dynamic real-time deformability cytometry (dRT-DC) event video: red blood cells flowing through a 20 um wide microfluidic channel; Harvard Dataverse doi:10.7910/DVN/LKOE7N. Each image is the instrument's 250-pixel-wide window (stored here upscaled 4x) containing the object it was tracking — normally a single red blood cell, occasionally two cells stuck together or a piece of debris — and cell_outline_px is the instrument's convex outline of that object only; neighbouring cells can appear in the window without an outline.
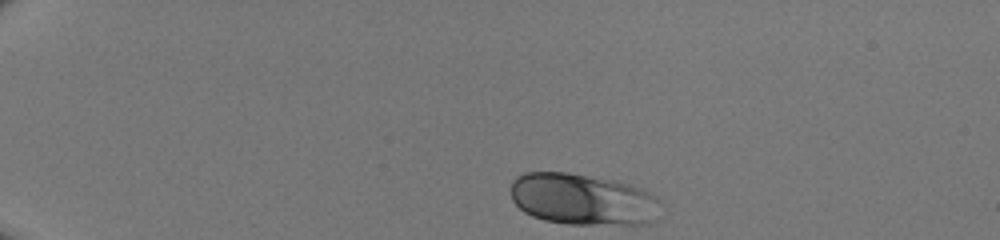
{"species": "human", "species_latin": "Homo sapiens", "temperature_condition": "room temperature", "stored_images_in_passage": 39, "camera_frame_rate_fps": 3000, "um_per_image_px": 0.085, "donor": {"sex": "male"}, "frame": {"image": 1, "passage_image": 1, "time_ms": 0.0, "image_size_px": [1000, 240], "cell_outline_px": [[660, 200], [652, 220], [648, 224], [568, 224], [544, 220], [532, 216], [524, 212], [512, 200], [512, 180], [516, 176], [524, 172], [568, 172], [612, 180], [628, 184], [640, 188], [656, 196]], "centroid_in_image_um": [49.48, 16.94], "position_along_channel_um": 35.5, "area_um2": 44.74}}
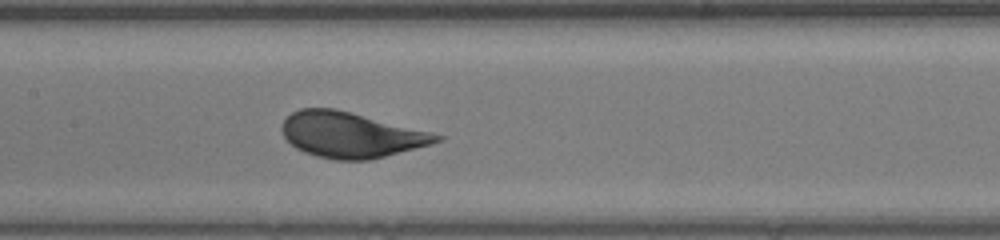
{"frame": {"image": 2, "passage_image": 17, "time_ms": 5.333, "image_size_px": [1000, 240], "cell_outline_px": [[444, 140], [432, 144], [368, 160], [336, 160], [316, 156], [304, 152], [296, 148], [284, 136], [280, 128], [284, 120], [292, 112], [300, 108], [336, 108], [444, 136]], "centroid_in_image_um": [29.79, 11.46], "position_along_channel_um": 177.6, "area_um2": 40.63}}
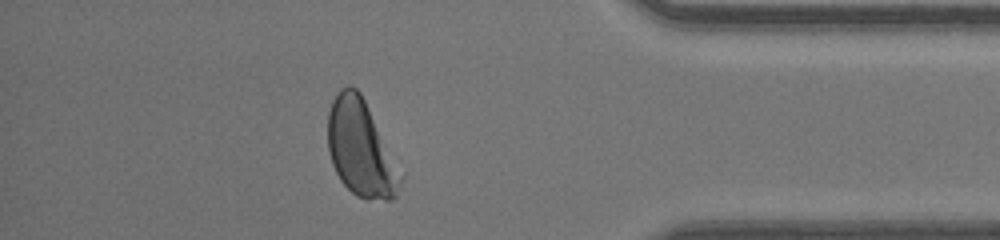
{"frame": {"image": 3, "passage_image": 34, "time_ms": 11.0, "image_size_px": [1000, 240], "cell_outline_px": [[404, 176], [396, 196], [392, 200], [368, 200], [356, 196], [340, 180], [332, 164], [328, 148], [328, 112], [332, 100], [336, 92], [340, 88], [348, 84], [356, 88], [360, 92]], "centroid_in_image_um": [30.67, 12.63], "position_along_channel_um": 404.5, "area_um2": 40.92}}